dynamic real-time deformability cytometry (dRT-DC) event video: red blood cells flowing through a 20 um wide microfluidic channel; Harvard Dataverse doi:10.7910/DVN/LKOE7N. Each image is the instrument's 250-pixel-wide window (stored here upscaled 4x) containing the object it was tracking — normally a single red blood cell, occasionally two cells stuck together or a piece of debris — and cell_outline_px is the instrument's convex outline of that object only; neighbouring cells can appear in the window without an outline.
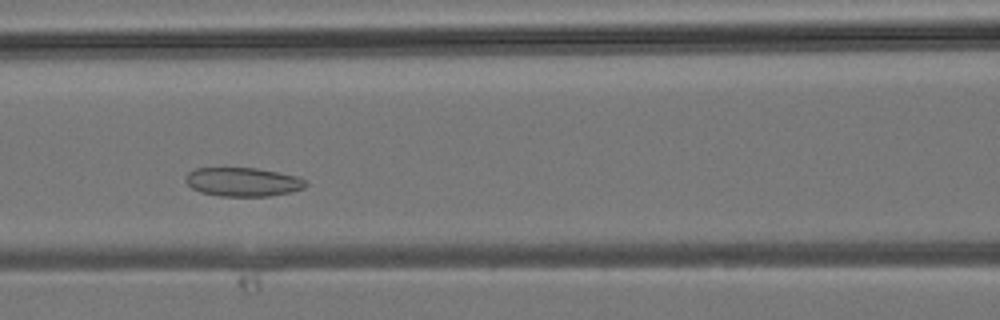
{"species": "common noctule bat (a hibernating species)", "species_latin": "Nyctalus noctula", "temperature_condition": "room temperature", "stored_images_in_passage": 20, "camera_frame_rate_fps": 3000, "um_per_image_px": 0.085, "animal": {"sex": "male", "body_mass_g": 19.2, "forearm_length_mm": 51.8}, "frame": {"image": 1, "passage_image": 6, "time_ms": 1.667, "image_size_px": [1000, 320], "cell_outline_px": [[308, 184], [304, 188], [292, 192], [268, 196], [220, 196], [200, 192], [192, 188], [184, 180], [188, 172], [196, 168], [256, 168], [300, 176], [308, 180]], "centroid_in_image_um": [20.69, 15.46], "position_along_channel_um": 145.9, "area_um2": 20.4}}
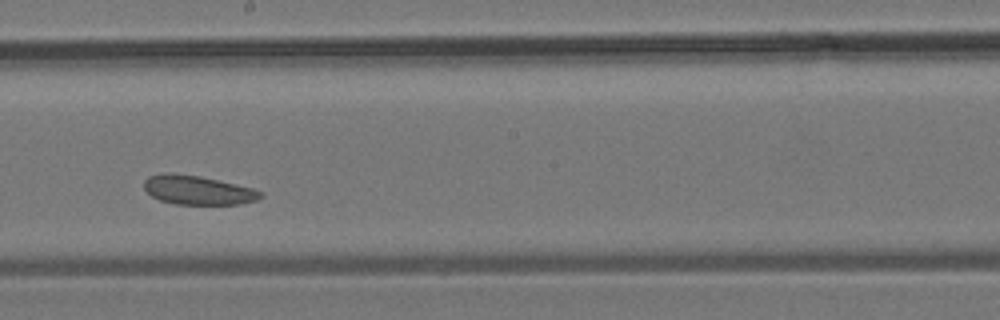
{"frame": {"image": 2, "passage_image": 11, "time_ms": 3.333, "image_size_px": [1000, 320], "cell_outline_px": [[264, 196], [256, 200], [240, 204], [176, 204], [160, 200], [152, 196], [144, 188], [144, 180], [148, 176], [164, 172], [172, 172], [200, 176], [252, 188], [264, 192]], "centroid_in_image_um": [16.8, 16.15], "position_along_channel_um": 231.4, "area_um2": 19.77}}
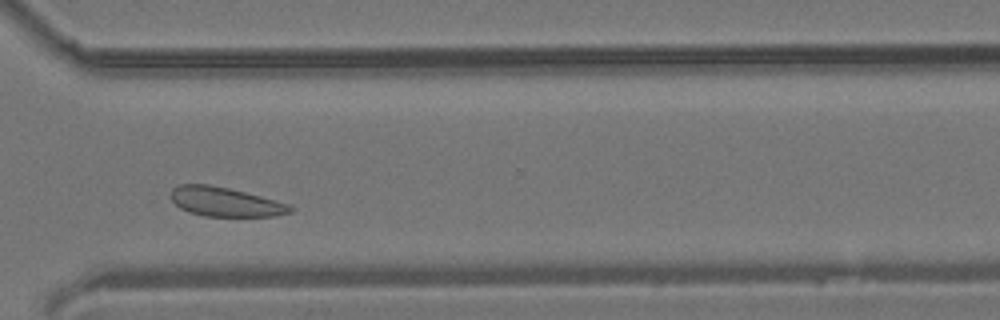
{"frame": {"image": 3, "passage_image": 18, "time_ms": 5.667, "image_size_px": [1000, 320], "cell_outline_px": [[296, 208], [292, 212], [272, 216], [204, 216], [188, 212], [180, 208], [168, 196], [172, 188], [180, 184], [208, 184], [228, 188], [260, 196], [288, 204]], "centroid_in_image_um": [19.1, 17.16], "position_along_channel_um": 351.5, "area_um2": 20.35}}